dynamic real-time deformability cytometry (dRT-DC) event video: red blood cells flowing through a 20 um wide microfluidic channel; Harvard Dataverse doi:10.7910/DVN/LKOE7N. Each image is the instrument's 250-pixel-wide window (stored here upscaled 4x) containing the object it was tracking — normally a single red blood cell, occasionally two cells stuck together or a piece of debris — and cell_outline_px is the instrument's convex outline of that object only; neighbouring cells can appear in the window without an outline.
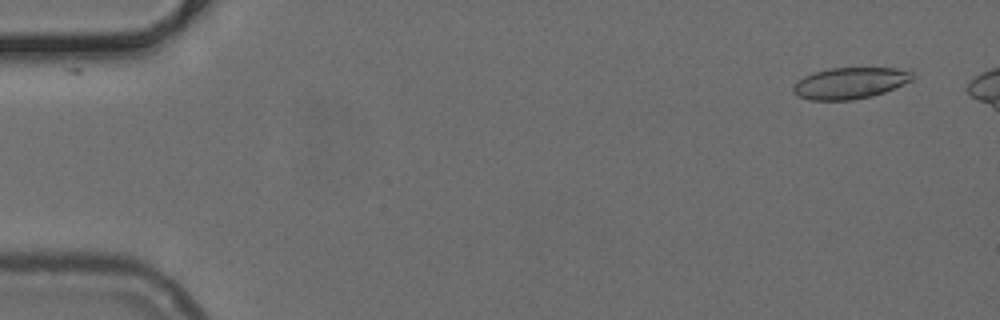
{"species": "common noctule bat (a hibernating species)", "species_latin": "Nyctalus noctula", "temperature_condition": "cold", "stored_images_in_passage": 15, "camera_frame_rate_fps": 3000, "um_per_image_px": 0.085, "animal": {"sex": "female", "body_mass_g": 24.6, "forearm_length_mm": 56.2}, "frame": {"image": 1, "passage_image": 3, "time_ms": 0.667, "image_size_px": [1000, 320], "cell_outline_px": [[912, 80], [884, 92], [872, 96], [852, 100], [808, 100], [792, 92], [792, 84], [804, 76], [812, 72], [828, 68], [896, 68], [912, 72]], "centroid_in_image_um": [72.18, 7.06], "position_along_channel_um": 12.8, "area_um2": 21.79}}